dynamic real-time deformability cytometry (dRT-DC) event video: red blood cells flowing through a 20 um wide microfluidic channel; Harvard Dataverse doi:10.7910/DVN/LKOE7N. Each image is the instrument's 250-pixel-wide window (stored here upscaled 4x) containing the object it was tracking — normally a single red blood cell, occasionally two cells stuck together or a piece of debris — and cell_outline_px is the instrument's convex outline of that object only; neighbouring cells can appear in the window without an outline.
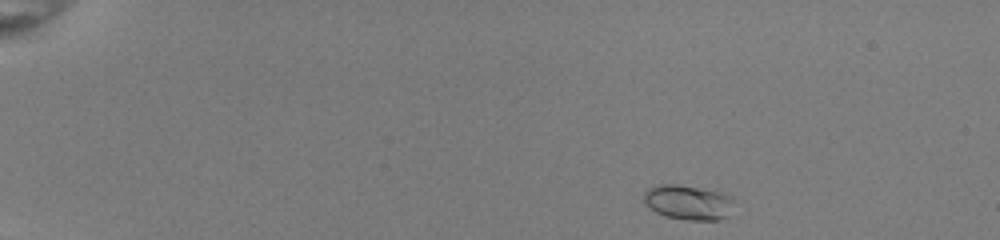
{"species": "common noctule bat (a hibernating species)", "species_latin": "Nyctalus noctula", "temperature_condition": "room temperature", "stored_images_in_passage": 45, "camera_frame_rate_fps": 3000, "um_per_image_px": 0.085, "animal": {"sex": "female", "body_mass_g": 22.0, "forearm_length_mm": 56.7}, "frame": {"image": 1, "passage_image": 1, "time_ms": 0.0, "image_size_px": [1000, 240], "cell_outline_px": [[732, 200], [728, 216], [720, 220], [684, 220], [664, 216], [656, 212], [644, 200], [644, 192], [648, 188], [660, 184], [676, 184], [716, 192], [732, 196]], "centroid_in_image_um": [58.47, 17.22], "position_along_channel_um": 26.5, "area_um2": 17.92}}
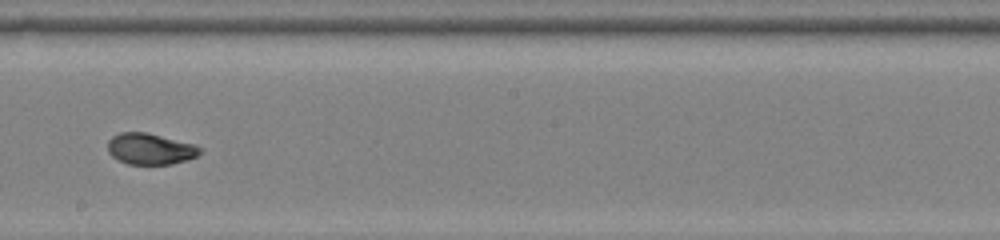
{"frame": {"image": 2, "passage_image": 25, "time_ms": 8.0, "image_size_px": [1000, 240], "cell_outline_px": [[200, 152], [196, 156], [188, 160], [172, 164], [128, 164], [112, 156], [108, 152], [108, 140], [112, 136], [120, 132], [144, 132], [196, 144], [200, 148]], "centroid_in_image_um": [12.76, 12.65], "position_along_channel_um": 235.4, "area_um2": 16.7}}
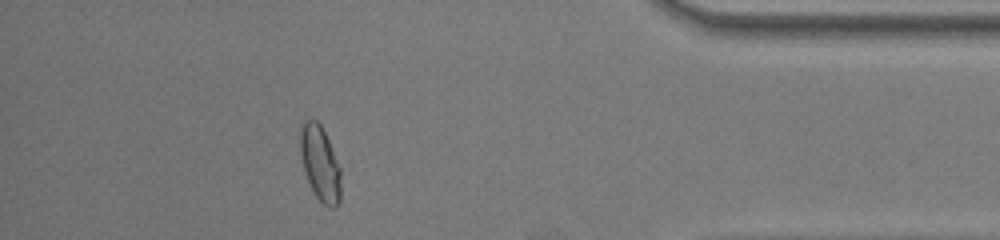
{"frame": {"image": 3, "passage_image": 40, "time_ms": 13.0, "image_size_px": [1000, 240], "cell_outline_px": [[340, 200], [332, 208], [328, 208], [316, 196], [308, 180], [304, 168], [300, 152], [300, 128], [304, 120], [316, 120], [320, 124], [328, 140], [340, 168]], "centroid_in_image_um": [27.2, 13.88], "position_along_channel_um": 408.0, "area_um2": 17.34}, "authors_computed_cell_mechanics": {"area_um2": 16.8776, "velocity_mm_per_s": 4.0144, "shape_relaxation_time_tau1_ms": 6.209, "shape_relaxation_time_tau2_ms": 0.7223, "deformation_change_tau1": 0.2015, "deformation_change_tau2": 0.0486}}